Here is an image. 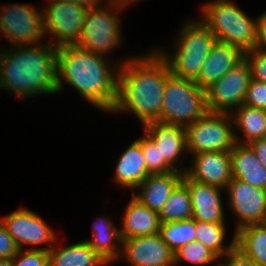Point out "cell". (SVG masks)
I'll use <instances>...</instances> for the list:
<instances>
[{
  "label": "cell",
  "mask_w": 266,
  "mask_h": 266,
  "mask_svg": "<svg viewBox=\"0 0 266 266\" xmlns=\"http://www.w3.org/2000/svg\"><path fill=\"white\" fill-rule=\"evenodd\" d=\"M170 69L157 49L131 56L118 69L117 101L111 114L134 113L143 126L160 122Z\"/></svg>",
  "instance_id": "1"
},
{
  "label": "cell",
  "mask_w": 266,
  "mask_h": 266,
  "mask_svg": "<svg viewBox=\"0 0 266 266\" xmlns=\"http://www.w3.org/2000/svg\"><path fill=\"white\" fill-rule=\"evenodd\" d=\"M127 58V59H126ZM113 62L75 45L57 47V90L63 82L77 90L92 107L110 113L117 101L118 69L128 57Z\"/></svg>",
  "instance_id": "2"
},
{
  "label": "cell",
  "mask_w": 266,
  "mask_h": 266,
  "mask_svg": "<svg viewBox=\"0 0 266 266\" xmlns=\"http://www.w3.org/2000/svg\"><path fill=\"white\" fill-rule=\"evenodd\" d=\"M0 50V88L17 98L57 94V47L49 43Z\"/></svg>",
  "instance_id": "3"
},
{
  "label": "cell",
  "mask_w": 266,
  "mask_h": 266,
  "mask_svg": "<svg viewBox=\"0 0 266 266\" xmlns=\"http://www.w3.org/2000/svg\"><path fill=\"white\" fill-rule=\"evenodd\" d=\"M200 20L217 41L241 49L244 53L257 46L258 20L251 19L230 0H213L202 7Z\"/></svg>",
  "instance_id": "4"
},
{
  "label": "cell",
  "mask_w": 266,
  "mask_h": 266,
  "mask_svg": "<svg viewBox=\"0 0 266 266\" xmlns=\"http://www.w3.org/2000/svg\"><path fill=\"white\" fill-rule=\"evenodd\" d=\"M184 24L174 41L173 53L167 54L162 49L157 51L165 59L171 74L195 81L216 37L200 19Z\"/></svg>",
  "instance_id": "5"
},
{
  "label": "cell",
  "mask_w": 266,
  "mask_h": 266,
  "mask_svg": "<svg viewBox=\"0 0 266 266\" xmlns=\"http://www.w3.org/2000/svg\"><path fill=\"white\" fill-rule=\"evenodd\" d=\"M104 4V5H102ZM107 6V7H106ZM127 5L104 0L86 11L82 35L77 46L104 57L122 42L120 11ZM112 51V52H111Z\"/></svg>",
  "instance_id": "6"
},
{
  "label": "cell",
  "mask_w": 266,
  "mask_h": 266,
  "mask_svg": "<svg viewBox=\"0 0 266 266\" xmlns=\"http://www.w3.org/2000/svg\"><path fill=\"white\" fill-rule=\"evenodd\" d=\"M160 122L186 127L207 112L206 90L195 81L170 74L164 86Z\"/></svg>",
  "instance_id": "7"
},
{
  "label": "cell",
  "mask_w": 266,
  "mask_h": 266,
  "mask_svg": "<svg viewBox=\"0 0 266 266\" xmlns=\"http://www.w3.org/2000/svg\"><path fill=\"white\" fill-rule=\"evenodd\" d=\"M233 127L231 114L207 112L185 127L188 155L230 152L235 143Z\"/></svg>",
  "instance_id": "8"
},
{
  "label": "cell",
  "mask_w": 266,
  "mask_h": 266,
  "mask_svg": "<svg viewBox=\"0 0 266 266\" xmlns=\"http://www.w3.org/2000/svg\"><path fill=\"white\" fill-rule=\"evenodd\" d=\"M3 7V8H2ZM0 32L12 46L42 43L43 12L31 4H6L0 8Z\"/></svg>",
  "instance_id": "9"
},
{
  "label": "cell",
  "mask_w": 266,
  "mask_h": 266,
  "mask_svg": "<svg viewBox=\"0 0 266 266\" xmlns=\"http://www.w3.org/2000/svg\"><path fill=\"white\" fill-rule=\"evenodd\" d=\"M251 67L246 57L206 89L208 112L232 114L244 104Z\"/></svg>",
  "instance_id": "10"
},
{
  "label": "cell",
  "mask_w": 266,
  "mask_h": 266,
  "mask_svg": "<svg viewBox=\"0 0 266 266\" xmlns=\"http://www.w3.org/2000/svg\"><path fill=\"white\" fill-rule=\"evenodd\" d=\"M49 4L43 12L45 35H52L49 44L59 47L75 45L81 38L82 28L88 8L70 2L47 0Z\"/></svg>",
  "instance_id": "11"
},
{
  "label": "cell",
  "mask_w": 266,
  "mask_h": 266,
  "mask_svg": "<svg viewBox=\"0 0 266 266\" xmlns=\"http://www.w3.org/2000/svg\"><path fill=\"white\" fill-rule=\"evenodd\" d=\"M0 220L19 249H26L24 247L29 245L30 249L48 251L52 247L51 245L42 248L40 245L58 241L56 233L46 221L27 207L19 208L3 216Z\"/></svg>",
  "instance_id": "12"
},
{
  "label": "cell",
  "mask_w": 266,
  "mask_h": 266,
  "mask_svg": "<svg viewBox=\"0 0 266 266\" xmlns=\"http://www.w3.org/2000/svg\"><path fill=\"white\" fill-rule=\"evenodd\" d=\"M229 199V210L235 214L237 226L235 231L251 224L266 223V190L249 185L237 178L227 184L225 188Z\"/></svg>",
  "instance_id": "13"
},
{
  "label": "cell",
  "mask_w": 266,
  "mask_h": 266,
  "mask_svg": "<svg viewBox=\"0 0 266 266\" xmlns=\"http://www.w3.org/2000/svg\"><path fill=\"white\" fill-rule=\"evenodd\" d=\"M146 133L155 143L160 153V173L177 171L186 173L187 168L176 166V162L187 152L186 129L184 126L153 122L145 126ZM184 151V152H183Z\"/></svg>",
  "instance_id": "14"
},
{
  "label": "cell",
  "mask_w": 266,
  "mask_h": 266,
  "mask_svg": "<svg viewBox=\"0 0 266 266\" xmlns=\"http://www.w3.org/2000/svg\"><path fill=\"white\" fill-rule=\"evenodd\" d=\"M121 254L128 266H175L174 252L159 233L123 239Z\"/></svg>",
  "instance_id": "15"
},
{
  "label": "cell",
  "mask_w": 266,
  "mask_h": 266,
  "mask_svg": "<svg viewBox=\"0 0 266 266\" xmlns=\"http://www.w3.org/2000/svg\"><path fill=\"white\" fill-rule=\"evenodd\" d=\"M186 174L193 180L225 189L232 180L231 156L227 151L197 153Z\"/></svg>",
  "instance_id": "16"
},
{
  "label": "cell",
  "mask_w": 266,
  "mask_h": 266,
  "mask_svg": "<svg viewBox=\"0 0 266 266\" xmlns=\"http://www.w3.org/2000/svg\"><path fill=\"white\" fill-rule=\"evenodd\" d=\"M182 181L189 189L193 219L208 223H226L221 196L225 189L195 181L186 173Z\"/></svg>",
  "instance_id": "17"
},
{
  "label": "cell",
  "mask_w": 266,
  "mask_h": 266,
  "mask_svg": "<svg viewBox=\"0 0 266 266\" xmlns=\"http://www.w3.org/2000/svg\"><path fill=\"white\" fill-rule=\"evenodd\" d=\"M245 58V53L224 42L215 41L203 62L195 83L206 90Z\"/></svg>",
  "instance_id": "18"
},
{
  "label": "cell",
  "mask_w": 266,
  "mask_h": 266,
  "mask_svg": "<svg viewBox=\"0 0 266 266\" xmlns=\"http://www.w3.org/2000/svg\"><path fill=\"white\" fill-rule=\"evenodd\" d=\"M183 176V173L177 171L149 174L136 188L138 193L134 191L132 195L143 205L159 213Z\"/></svg>",
  "instance_id": "19"
},
{
  "label": "cell",
  "mask_w": 266,
  "mask_h": 266,
  "mask_svg": "<svg viewBox=\"0 0 266 266\" xmlns=\"http://www.w3.org/2000/svg\"><path fill=\"white\" fill-rule=\"evenodd\" d=\"M125 207L120 228L122 240L159 233L158 212L143 205L133 195Z\"/></svg>",
  "instance_id": "20"
},
{
  "label": "cell",
  "mask_w": 266,
  "mask_h": 266,
  "mask_svg": "<svg viewBox=\"0 0 266 266\" xmlns=\"http://www.w3.org/2000/svg\"><path fill=\"white\" fill-rule=\"evenodd\" d=\"M115 183L133 192L150 174L140 145V137L123 151L114 170Z\"/></svg>",
  "instance_id": "21"
},
{
  "label": "cell",
  "mask_w": 266,
  "mask_h": 266,
  "mask_svg": "<svg viewBox=\"0 0 266 266\" xmlns=\"http://www.w3.org/2000/svg\"><path fill=\"white\" fill-rule=\"evenodd\" d=\"M230 156L233 178L266 190V169L248 144L235 142Z\"/></svg>",
  "instance_id": "22"
},
{
  "label": "cell",
  "mask_w": 266,
  "mask_h": 266,
  "mask_svg": "<svg viewBox=\"0 0 266 266\" xmlns=\"http://www.w3.org/2000/svg\"><path fill=\"white\" fill-rule=\"evenodd\" d=\"M49 266H107L110 265L83 240L66 247L48 250Z\"/></svg>",
  "instance_id": "23"
},
{
  "label": "cell",
  "mask_w": 266,
  "mask_h": 266,
  "mask_svg": "<svg viewBox=\"0 0 266 266\" xmlns=\"http://www.w3.org/2000/svg\"><path fill=\"white\" fill-rule=\"evenodd\" d=\"M235 142L248 144L266 137V111L242 104L232 114ZM236 129L243 133L240 138ZM238 136V137H237Z\"/></svg>",
  "instance_id": "24"
},
{
  "label": "cell",
  "mask_w": 266,
  "mask_h": 266,
  "mask_svg": "<svg viewBox=\"0 0 266 266\" xmlns=\"http://www.w3.org/2000/svg\"><path fill=\"white\" fill-rule=\"evenodd\" d=\"M234 232L235 247L259 266H266V223L246 225Z\"/></svg>",
  "instance_id": "25"
},
{
  "label": "cell",
  "mask_w": 266,
  "mask_h": 266,
  "mask_svg": "<svg viewBox=\"0 0 266 266\" xmlns=\"http://www.w3.org/2000/svg\"><path fill=\"white\" fill-rule=\"evenodd\" d=\"M161 224L192 218V203L187 185L181 181L158 213Z\"/></svg>",
  "instance_id": "26"
},
{
  "label": "cell",
  "mask_w": 266,
  "mask_h": 266,
  "mask_svg": "<svg viewBox=\"0 0 266 266\" xmlns=\"http://www.w3.org/2000/svg\"><path fill=\"white\" fill-rule=\"evenodd\" d=\"M229 242L224 244L226 223H208L196 220V240L210 249L218 258H221L235 247V233Z\"/></svg>",
  "instance_id": "27"
},
{
  "label": "cell",
  "mask_w": 266,
  "mask_h": 266,
  "mask_svg": "<svg viewBox=\"0 0 266 266\" xmlns=\"http://www.w3.org/2000/svg\"><path fill=\"white\" fill-rule=\"evenodd\" d=\"M159 234L164 243L175 252L196 240V220L193 218L160 224Z\"/></svg>",
  "instance_id": "28"
},
{
  "label": "cell",
  "mask_w": 266,
  "mask_h": 266,
  "mask_svg": "<svg viewBox=\"0 0 266 266\" xmlns=\"http://www.w3.org/2000/svg\"><path fill=\"white\" fill-rule=\"evenodd\" d=\"M85 241L109 264L120 259L123 240L119 228L114 231L94 232L92 238Z\"/></svg>",
  "instance_id": "29"
},
{
  "label": "cell",
  "mask_w": 266,
  "mask_h": 266,
  "mask_svg": "<svg viewBox=\"0 0 266 266\" xmlns=\"http://www.w3.org/2000/svg\"><path fill=\"white\" fill-rule=\"evenodd\" d=\"M218 257L201 242L194 240L187 243L174 252V265L179 266L181 262H188L198 265H209L217 262Z\"/></svg>",
  "instance_id": "30"
},
{
  "label": "cell",
  "mask_w": 266,
  "mask_h": 266,
  "mask_svg": "<svg viewBox=\"0 0 266 266\" xmlns=\"http://www.w3.org/2000/svg\"><path fill=\"white\" fill-rule=\"evenodd\" d=\"M13 266H49L48 251L40 249H19L12 257Z\"/></svg>",
  "instance_id": "31"
},
{
  "label": "cell",
  "mask_w": 266,
  "mask_h": 266,
  "mask_svg": "<svg viewBox=\"0 0 266 266\" xmlns=\"http://www.w3.org/2000/svg\"><path fill=\"white\" fill-rule=\"evenodd\" d=\"M244 104L266 111V84L251 77Z\"/></svg>",
  "instance_id": "32"
},
{
  "label": "cell",
  "mask_w": 266,
  "mask_h": 266,
  "mask_svg": "<svg viewBox=\"0 0 266 266\" xmlns=\"http://www.w3.org/2000/svg\"><path fill=\"white\" fill-rule=\"evenodd\" d=\"M140 145L145 156L148 172L150 174L160 173V153L154 141L145 133L140 138Z\"/></svg>",
  "instance_id": "33"
},
{
  "label": "cell",
  "mask_w": 266,
  "mask_h": 266,
  "mask_svg": "<svg viewBox=\"0 0 266 266\" xmlns=\"http://www.w3.org/2000/svg\"><path fill=\"white\" fill-rule=\"evenodd\" d=\"M250 63L252 78L266 84V52L258 48L245 53Z\"/></svg>",
  "instance_id": "34"
},
{
  "label": "cell",
  "mask_w": 266,
  "mask_h": 266,
  "mask_svg": "<svg viewBox=\"0 0 266 266\" xmlns=\"http://www.w3.org/2000/svg\"><path fill=\"white\" fill-rule=\"evenodd\" d=\"M19 248L0 220V259L12 258Z\"/></svg>",
  "instance_id": "35"
},
{
  "label": "cell",
  "mask_w": 266,
  "mask_h": 266,
  "mask_svg": "<svg viewBox=\"0 0 266 266\" xmlns=\"http://www.w3.org/2000/svg\"><path fill=\"white\" fill-rule=\"evenodd\" d=\"M225 258V259H222ZM224 260L225 262L219 263V266H259L253 259L244 255L239 249L234 247L227 254L218 258V260Z\"/></svg>",
  "instance_id": "36"
},
{
  "label": "cell",
  "mask_w": 266,
  "mask_h": 266,
  "mask_svg": "<svg viewBox=\"0 0 266 266\" xmlns=\"http://www.w3.org/2000/svg\"><path fill=\"white\" fill-rule=\"evenodd\" d=\"M248 145L254 151L258 160L266 169V137L253 140L248 143Z\"/></svg>",
  "instance_id": "37"
},
{
  "label": "cell",
  "mask_w": 266,
  "mask_h": 266,
  "mask_svg": "<svg viewBox=\"0 0 266 266\" xmlns=\"http://www.w3.org/2000/svg\"><path fill=\"white\" fill-rule=\"evenodd\" d=\"M256 48L266 52V11L259 16Z\"/></svg>",
  "instance_id": "38"
},
{
  "label": "cell",
  "mask_w": 266,
  "mask_h": 266,
  "mask_svg": "<svg viewBox=\"0 0 266 266\" xmlns=\"http://www.w3.org/2000/svg\"><path fill=\"white\" fill-rule=\"evenodd\" d=\"M116 225L113 223L111 218L99 217L96 222H94L92 227V233L94 232H102V231H114L116 229Z\"/></svg>",
  "instance_id": "39"
},
{
  "label": "cell",
  "mask_w": 266,
  "mask_h": 266,
  "mask_svg": "<svg viewBox=\"0 0 266 266\" xmlns=\"http://www.w3.org/2000/svg\"><path fill=\"white\" fill-rule=\"evenodd\" d=\"M58 1L70 2L85 8L96 6L101 2V0H58Z\"/></svg>",
  "instance_id": "40"
},
{
  "label": "cell",
  "mask_w": 266,
  "mask_h": 266,
  "mask_svg": "<svg viewBox=\"0 0 266 266\" xmlns=\"http://www.w3.org/2000/svg\"><path fill=\"white\" fill-rule=\"evenodd\" d=\"M108 2L121 3V4L127 5V7H129L128 5H130L134 2H137V0H108Z\"/></svg>",
  "instance_id": "41"
},
{
  "label": "cell",
  "mask_w": 266,
  "mask_h": 266,
  "mask_svg": "<svg viewBox=\"0 0 266 266\" xmlns=\"http://www.w3.org/2000/svg\"><path fill=\"white\" fill-rule=\"evenodd\" d=\"M0 266H13L12 258L0 259Z\"/></svg>",
  "instance_id": "42"
}]
</instances>
